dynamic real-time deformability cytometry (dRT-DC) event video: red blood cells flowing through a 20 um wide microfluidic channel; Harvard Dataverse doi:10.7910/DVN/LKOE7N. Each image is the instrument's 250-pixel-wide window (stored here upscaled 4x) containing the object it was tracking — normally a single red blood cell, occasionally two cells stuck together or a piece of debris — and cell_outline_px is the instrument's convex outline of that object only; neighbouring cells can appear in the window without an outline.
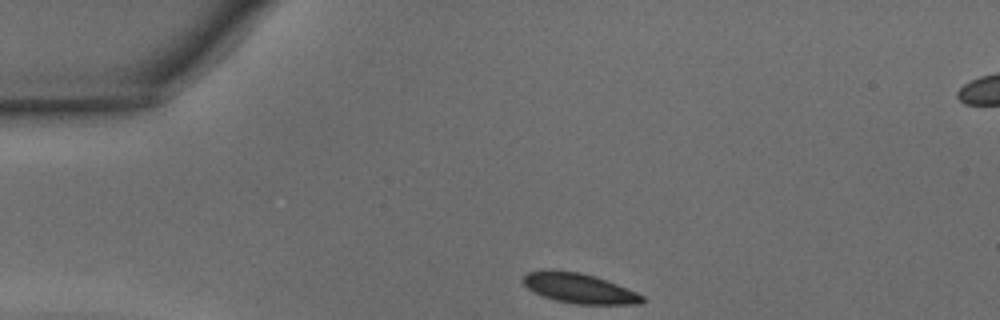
{"species": "common noctule bat (a hibernating species)", "species_latin": "Nyctalus noctula", "temperature_condition": "warm", "stored_images_in_passage": 28, "camera_frame_rate_fps": 3000, "um_per_image_px": 0.085, "animal": {"sex": "male", "body_mass_g": 15.6}, "frame": {"image": 1, "passage_image": 1, "time_ms": 0.0, "image_size_px": [1000, 320], "cell_outline_px": [[644, 300], [640, 304], [576, 304], [556, 300], [544, 296], [528, 288], [520, 280], [528, 272], [544, 268], [580, 272], [596, 276], [636, 292], [644, 296]], "centroid_in_image_um": [49.19, 24.48], "position_along_channel_um": 35.8, "area_um2": 20.81}}
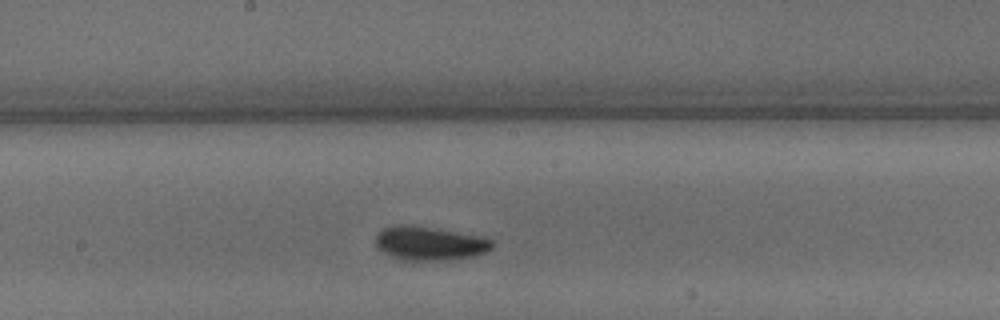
{"frame": {"image": 2, "passage_image": 16, "time_ms": 5.0, "image_size_px": [1000, 320], "cell_outline_px": [[492, 248], [476, 256], [452, 260], [400, 260], [388, 256], [376, 248], [376, 232], [384, 228], [400, 224], [408, 224], [436, 228], [484, 236], [492, 240]], "centroid_in_image_um": [36.49, 20.69], "position_along_channel_um": 211.7, "area_um2": 23.47}}
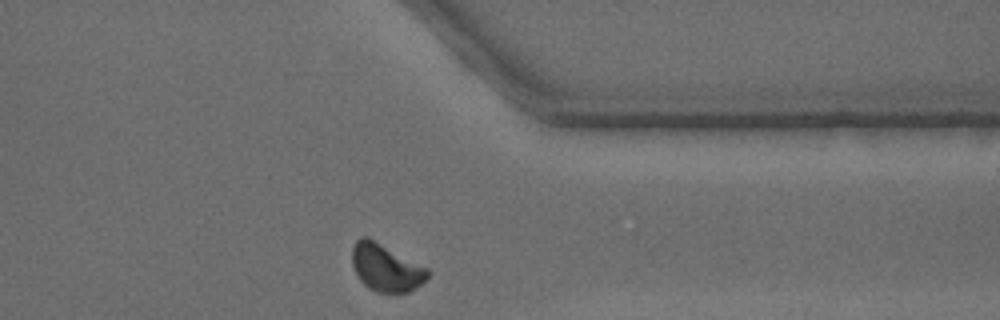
{"frame": {"image": 3, "passage_image": 28, "time_ms": 9.0, "image_size_px": [1000, 320], "cell_outline_px": [[432, 272], [416, 288], [408, 292], [376, 292], [368, 288], [360, 280], [352, 264], [352, 248], [356, 240], [360, 236], [368, 236], [428, 268]], "centroid_in_image_um": [32.8, 22.73], "position_along_channel_um": 378.6, "area_um2": 20.92}, "authors_computed_cell_mechanics": {"area_um2": 21.964, "velocity_mm_per_s": 4.3113, "shape_relaxation_time_tau1_ms": 2.8807, "shape_relaxation_time_tau2_ms": null, "deformation_change_tau1": 0.0979, "deformation_change_tau2": null}}